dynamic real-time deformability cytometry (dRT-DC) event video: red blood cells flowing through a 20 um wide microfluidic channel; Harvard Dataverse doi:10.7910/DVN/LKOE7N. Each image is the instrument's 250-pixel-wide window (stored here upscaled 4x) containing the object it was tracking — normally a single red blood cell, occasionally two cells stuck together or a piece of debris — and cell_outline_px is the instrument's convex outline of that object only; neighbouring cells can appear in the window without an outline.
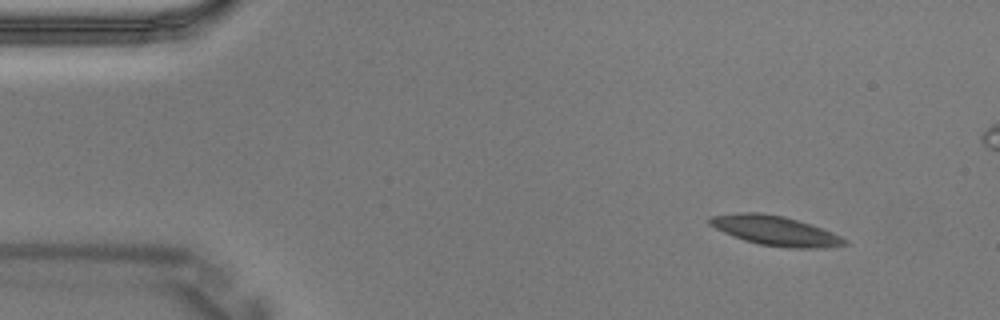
{"species": "Egyptian fruit bat (a non-hibernating species)", "species_latin": "Rousettus aegyptiacus", "temperature_condition": "warm", "stored_images_in_passage": 4, "camera_frame_rate_fps": 3000, "um_per_image_px": 0.085, "animal": {"sex": "male"}, "frame": {"image": 1, "passage_image": 4, "time_ms": 1.0, "image_size_px": [1000, 320], "cell_outline_px": [[848, 244], [828, 248], [788, 248], [760, 244], [744, 240], [724, 232], [708, 224], [708, 216], [736, 212], [760, 212], [784, 216], [812, 224], [832, 232], [848, 240]], "centroid_in_image_um": [65.91, 19.6], "position_along_channel_um": 19.1, "area_um2": 23.52}}